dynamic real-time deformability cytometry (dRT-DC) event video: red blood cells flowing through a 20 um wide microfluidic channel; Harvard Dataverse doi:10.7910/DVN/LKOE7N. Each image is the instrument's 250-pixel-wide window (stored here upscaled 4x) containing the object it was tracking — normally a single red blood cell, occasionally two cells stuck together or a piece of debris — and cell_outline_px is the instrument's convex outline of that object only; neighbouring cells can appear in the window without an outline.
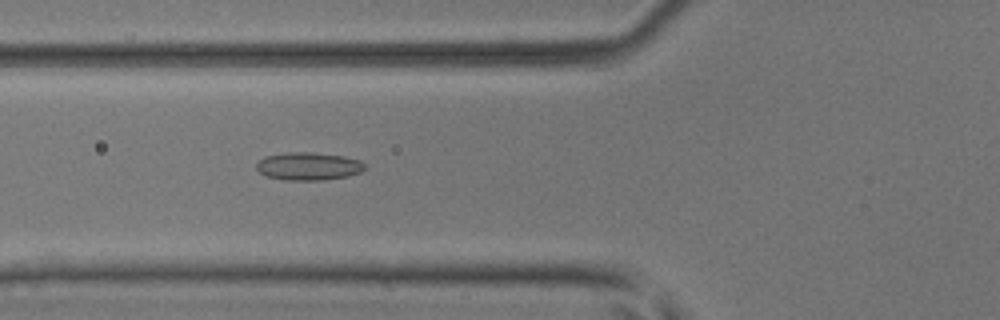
{"species": "common noctule bat (a hibernating species)", "species_latin": "Nyctalus noctula", "temperature_condition": "room temperature", "stored_images_in_passage": 41, "camera_frame_rate_fps": 3000, "um_per_image_px": 0.085, "animal": {"sex": "male", "body_mass_g": 17.9, "forearm_length_mm": 54.2}, "frame": {"image": 1, "passage_image": 9, "time_ms": 2.667, "image_size_px": [1000, 320], "cell_outline_px": [[368, 168], [360, 172], [348, 176], [324, 180], [284, 180], [264, 176], [256, 168], [256, 164], [264, 156], [288, 152], [312, 152], [344, 156], [360, 160]], "centroid_in_image_um": [26.22, 14.13], "position_along_channel_um": 99.6, "area_um2": 17.8}}
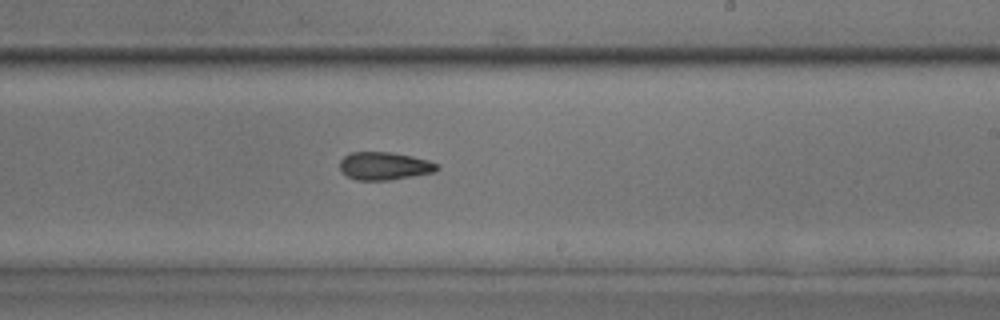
{"frame": {"image": 2, "passage_image": 21, "time_ms": 6.667, "image_size_px": [1000, 320], "cell_outline_px": [[440, 168], [432, 172], [412, 176], [388, 180], [356, 180], [348, 176], [340, 168], [340, 160], [348, 152], [392, 152], [412, 156], [428, 160], [440, 164]], "centroid_in_image_um": [32.68, 14.09], "position_along_channel_um": 256.3, "area_um2": 15.78}}
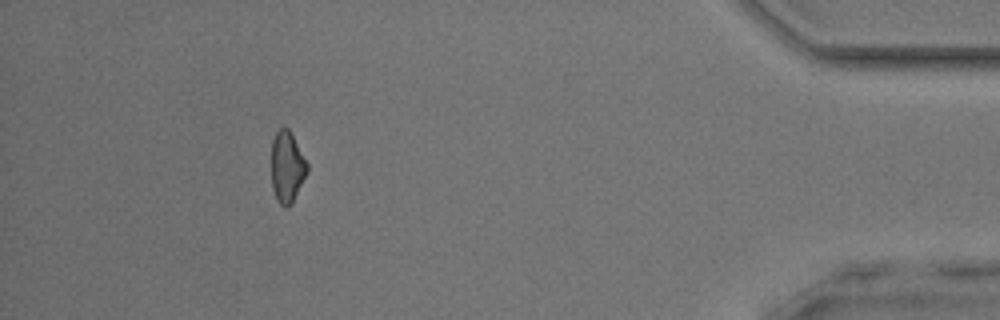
{"frame": {"image": 3, "passage_image": 37, "time_ms": 12.0, "image_size_px": [1000, 320], "cell_outline_px": [[308, 172], [292, 204], [288, 208], [284, 208], [276, 200], [272, 188], [272, 140], [276, 132], [280, 128], [288, 128], [308, 164]], "centroid_in_image_um": [24.4, 14.25], "position_along_channel_um": 410.8, "area_um2": 14.91}}